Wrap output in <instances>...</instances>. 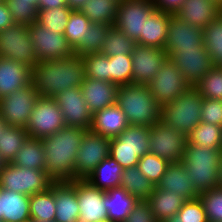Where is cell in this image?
I'll use <instances>...</instances> for the list:
<instances>
[{
  "mask_svg": "<svg viewBox=\"0 0 222 222\" xmlns=\"http://www.w3.org/2000/svg\"><path fill=\"white\" fill-rule=\"evenodd\" d=\"M85 64L82 56L38 62L32 68L31 82L41 97H54L58 93L81 87L85 79Z\"/></svg>",
  "mask_w": 222,
  "mask_h": 222,
  "instance_id": "1",
  "label": "cell"
},
{
  "mask_svg": "<svg viewBox=\"0 0 222 222\" xmlns=\"http://www.w3.org/2000/svg\"><path fill=\"white\" fill-rule=\"evenodd\" d=\"M86 129L65 126L42 138L45 151V172L54 182L73 181L76 152Z\"/></svg>",
  "mask_w": 222,
  "mask_h": 222,
  "instance_id": "2",
  "label": "cell"
},
{
  "mask_svg": "<svg viewBox=\"0 0 222 222\" xmlns=\"http://www.w3.org/2000/svg\"><path fill=\"white\" fill-rule=\"evenodd\" d=\"M116 105L125 114L129 125L151 127L161 121V106L147 85H120L117 89Z\"/></svg>",
  "mask_w": 222,
  "mask_h": 222,
  "instance_id": "3",
  "label": "cell"
},
{
  "mask_svg": "<svg viewBox=\"0 0 222 222\" xmlns=\"http://www.w3.org/2000/svg\"><path fill=\"white\" fill-rule=\"evenodd\" d=\"M222 149L186 144L182 163L198 194L219 187Z\"/></svg>",
  "mask_w": 222,
  "mask_h": 222,
  "instance_id": "4",
  "label": "cell"
},
{
  "mask_svg": "<svg viewBox=\"0 0 222 222\" xmlns=\"http://www.w3.org/2000/svg\"><path fill=\"white\" fill-rule=\"evenodd\" d=\"M203 98L190 87L172 103L161 107V122L187 136L200 122Z\"/></svg>",
  "mask_w": 222,
  "mask_h": 222,
  "instance_id": "5",
  "label": "cell"
},
{
  "mask_svg": "<svg viewBox=\"0 0 222 222\" xmlns=\"http://www.w3.org/2000/svg\"><path fill=\"white\" fill-rule=\"evenodd\" d=\"M150 127L129 125L117 137L111 138L109 156L124 169L135 167L139 159L149 152Z\"/></svg>",
  "mask_w": 222,
  "mask_h": 222,
  "instance_id": "6",
  "label": "cell"
},
{
  "mask_svg": "<svg viewBox=\"0 0 222 222\" xmlns=\"http://www.w3.org/2000/svg\"><path fill=\"white\" fill-rule=\"evenodd\" d=\"M54 181L45 170L17 167L6 163L0 172V188L27 196L44 192Z\"/></svg>",
  "mask_w": 222,
  "mask_h": 222,
  "instance_id": "7",
  "label": "cell"
},
{
  "mask_svg": "<svg viewBox=\"0 0 222 222\" xmlns=\"http://www.w3.org/2000/svg\"><path fill=\"white\" fill-rule=\"evenodd\" d=\"M0 58L15 60L31 69L39 62L27 25L14 23L0 31Z\"/></svg>",
  "mask_w": 222,
  "mask_h": 222,
  "instance_id": "8",
  "label": "cell"
},
{
  "mask_svg": "<svg viewBox=\"0 0 222 222\" xmlns=\"http://www.w3.org/2000/svg\"><path fill=\"white\" fill-rule=\"evenodd\" d=\"M147 86L161 107L172 103L191 87L175 63L168 57Z\"/></svg>",
  "mask_w": 222,
  "mask_h": 222,
  "instance_id": "9",
  "label": "cell"
},
{
  "mask_svg": "<svg viewBox=\"0 0 222 222\" xmlns=\"http://www.w3.org/2000/svg\"><path fill=\"white\" fill-rule=\"evenodd\" d=\"M39 97L31 82L0 99V116L8 126L25 128Z\"/></svg>",
  "mask_w": 222,
  "mask_h": 222,
  "instance_id": "10",
  "label": "cell"
},
{
  "mask_svg": "<svg viewBox=\"0 0 222 222\" xmlns=\"http://www.w3.org/2000/svg\"><path fill=\"white\" fill-rule=\"evenodd\" d=\"M111 138L87 130L76 152L74 180H86L95 167L109 156Z\"/></svg>",
  "mask_w": 222,
  "mask_h": 222,
  "instance_id": "11",
  "label": "cell"
},
{
  "mask_svg": "<svg viewBox=\"0 0 222 222\" xmlns=\"http://www.w3.org/2000/svg\"><path fill=\"white\" fill-rule=\"evenodd\" d=\"M63 115L52 97H39L25 127L29 137L42 139L65 127Z\"/></svg>",
  "mask_w": 222,
  "mask_h": 222,
  "instance_id": "12",
  "label": "cell"
},
{
  "mask_svg": "<svg viewBox=\"0 0 222 222\" xmlns=\"http://www.w3.org/2000/svg\"><path fill=\"white\" fill-rule=\"evenodd\" d=\"M149 153L155 154L169 163L182 161L186 136L161 121L150 127Z\"/></svg>",
  "mask_w": 222,
  "mask_h": 222,
  "instance_id": "13",
  "label": "cell"
},
{
  "mask_svg": "<svg viewBox=\"0 0 222 222\" xmlns=\"http://www.w3.org/2000/svg\"><path fill=\"white\" fill-rule=\"evenodd\" d=\"M39 62L71 57L74 50L64 34L48 30L44 25L33 22L28 26Z\"/></svg>",
  "mask_w": 222,
  "mask_h": 222,
  "instance_id": "14",
  "label": "cell"
},
{
  "mask_svg": "<svg viewBox=\"0 0 222 222\" xmlns=\"http://www.w3.org/2000/svg\"><path fill=\"white\" fill-rule=\"evenodd\" d=\"M155 10L152 0H122L114 26L136 42L143 32L146 19Z\"/></svg>",
  "mask_w": 222,
  "mask_h": 222,
  "instance_id": "15",
  "label": "cell"
},
{
  "mask_svg": "<svg viewBox=\"0 0 222 222\" xmlns=\"http://www.w3.org/2000/svg\"><path fill=\"white\" fill-rule=\"evenodd\" d=\"M53 98L62 112L66 126L90 130L93 114L87 107L81 87L66 89Z\"/></svg>",
  "mask_w": 222,
  "mask_h": 222,
  "instance_id": "16",
  "label": "cell"
},
{
  "mask_svg": "<svg viewBox=\"0 0 222 222\" xmlns=\"http://www.w3.org/2000/svg\"><path fill=\"white\" fill-rule=\"evenodd\" d=\"M203 38V29L189 25L172 14L164 51L171 58L180 49H206Z\"/></svg>",
  "mask_w": 222,
  "mask_h": 222,
  "instance_id": "17",
  "label": "cell"
},
{
  "mask_svg": "<svg viewBox=\"0 0 222 222\" xmlns=\"http://www.w3.org/2000/svg\"><path fill=\"white\" fill-rule=\"evenodd\" d=\"M166 58L164 49L136 43L131 53L132 84L148 85Z\"/></svg>",
  "mask_w": 222,
  "mask_h": 222,
  "instance_id": "18",
  "label": "cell"
},
{
  "mask_svg": "<svg viewBox=\"0 0 222 222\" xmlns=\"http://www.w3.org/2000/svg\"><path fill=\"white\" fill-rule=\"evenodd\" d=\"M170 59L191 87L215 66L206 49H180Z\"/></svg>",
  "mask_w": 222,
  "mask_h": 222,
  "instance_id": "19",
  "label": "cell"
},
{
  "mask_svg": "<svg viewBox=\"0 0 222 222\" xmlns=\"http://www.w3.org/2000/svg\"><path fill=\"white\" fill-rule=\"evenodd\" d=\"M104 196L105 191L94 187L87 180H77V200L80 208L78 222H98L108 218Z\"/></svg>",
  "mask_w": 222,
  "mask_h": 222,
  "instance_id": "20",
  "label": "cell"
},
{
  "mask_svg": "<svg viewBox=\"0 0 222 222\" xmlns=\"http://www.w3.org/2000/svg\"><path fill=\"white\" fill-rule=\"evenodd\" d=\"M55 191V222H78L77 180L53 182Z\"/></svg>",
  "mask_w": 222,
  "mask_h": 222,
  "instance_id": "21",
  "label": "cell"
},
{
  "mask_svg": "<svg viewBox=\"0 0 222 222\" xmlns=\"http://www.w3.org/2000/svg\"><path fill=\"white\" fill-rule=\"evenodd\" d=\"M118 85L113 82L86 78L81 92L89 111L94 114L106 107L116 104Z\"/></svg>",
  "mask_w": 222,
  "mask_h": 222,
  "instance_id": "22",
  "label": "cell"
},
{
  "mask_svg": "<svg viewBox=\"0 0 222 222\" xmlns=\"http://www.w3.org/2000/svg\"><path fill=\"white\" fill-rule=\"evenodd\" d=\"M221 12L222 8L213 0H185L175 15L189 25L204 29Z\"/></svg>",
  "mask_w": 222,
  "mask_h": 222,
  "instance_id": "23",
  "label": "cell"
},
{
  "mask_svg": "<svg viewBox=\"0 0 222 222\" xmlns=\"http://www.w3.org/2000/svg\"><path fill=\"white\" fill-rule=\"evenodd\" d=\"M32 69L12 59L0 58V99L31 83Z\"/></svg>",
  "mask_w": 222,
  "mask_h": 222,
  "instance_id": "24",
  "label": "cell"
},
{
  "mask_svg": "<svg viewBox=\"0 0 222 222\" xmlns=\"http://www.w3.org/2000/svg\"><path fill=\"white\" fill-rule=\"evenodd\" d=\"M161 190H169L181 196L185 201L199 197L193 183L188 178L185 165L180 161L170 163L160 182L156 185Z\"/></svg>",
  "mask_w": 222,
  "mask_h": 222,
  "instance_id": "25",
  "label": "cell"
},
{
  "mask_svg": "<svg viewBox=\"0 0 222 222\" xmlns=\"http://www.w3.org/2000/svg\"><path fill=\"white\" fill-rule=\"evenodd\" d=\"M128 126L125 114L114 104L93 114L90 130L104 137L115 138Z\"/></svg>",
  "mask_w": 222,
  "mask_h": 222,
  "instance_id": "26",
  "label": "cell"
},
{
  "mask_svg": "<svg viewBox=\"0 0 222 222\" xmlns=\"http://www.w3.org/2000/svg\"><path fill=\"white\" fill-rule=\"evenodd\" d=\"M172 14L155 10L145 21L137 44L164 49Z\"/></svg>",
  "mask_w": 222,
  "mask_h": 222,
  "instance_id": "27",
  "label": "cell"
},
{
  "mask_svg": "<svg viewBox=\"0 0 222 222\" xmlns=\"http://www.w3.org/2000/svg\"><path fill=\"white\" fill-rule=\"evenodd\" d=\"M30 196L0 188V213L3 222H20L30 218Z\"/></svg>",
  "mask_w": 222,
  "mask_h": 222,
  "instance_id": "28",
  "label": "cell"
},
{
  "mask_svg": "<svg viewBox=\"0 0 222 222\" xmlns=\"http://www.w3.org/2000/svg\"><path fill=\"white\" fill-rule=\"evenodd\" d=\"M146 201L158 222H166L176 215L185 202L181 196L169 190H161L157 186Z\"/></svg>",
  "mask_w": 222,
  "mask_h": 222,
  "instance_id": "29",
  "label": "cell"
},
{
  "mask_svg": "<svg viewBox=\"0 0 222 222\" xmlns=\"http://www.w3.org/2000/svg\"><path fill=\"white\" fill-rule=\"evenodd\" d=\"M124 168L111 156L103 159L86 179L94 187L108 191L120 187Z\"/></svg>",
  "mask_w": 222,
  "mask_h": 222,
  "instance_id": "30",
  "label": "cell"
},
{
  "mask_svg": "<svg viewBox=\"0 0 222 222\" xmlns=\"http://www.w3.org/2000/svg\"><path fill=\"white\" fill-rule=\"evenodd\" d=\"M137 202L138 200L122 187L105 191L104 206L108 211V218L113 221L123 222Z\"/></svg>",
  "mask_w": 222,
  "mask_h": 222,
  "instance_id": "31",
  "label": "cell"
},
{
  "mask_svg": "<svg viewBox=\"0 0 222 222\" xmlns=\"http://www.w3.org/2000/svg\"><path fill=\"white\" fill-rule=\"evenodd\" d=\"M10 163L17 167L45 170L46 159L42 140L28 137Z\"/></svg>",
  "mask_w": 222,
  "mask_h": 222,
  "instance_id": "32",
  "label": "cell"
},
{
  "mask_svg": "<svg viewBox=\"0 0 222 222\" xmlns=\"http://www.w3.org/2000/svg\"><path fill=\"white\" fill-rule=\"evenodd\" d=\"M120 187L137 200L146 201L152 194L155 185L135 166L123 170Z\"/></svg>",
  "mask_w": 222,
  "mask_h": 222,
  "instance_id": "33",
  "label": "cell"
},
{
  "mask_svg": "<svg viewBox=\"0 0 222 222\" xmlns=\"http://www.w3.org/2000/svg\"><path fill=\"white\" fill-rule=\"evenodd\" d=\"M119 0H88L81 12L92 22L114 26Z\"/></svg>",
  "mask_w": 222,
  "mask_h": 222,
  "instance_id": "34",
  "label": "cell"
},
{
  "mask_svg": "<svg viewBox=\"0 0 222 222\" xmlns=\"http://www.w3.org/2000/svg\"><path fill=\"white\" fill-rule=\"evenodd\" d=\"M186 144L222 149V127L200 122L187 136Z\"/></svg>",
  "mask_w": 222,
  "mask_h": 222,
  "instance_id": "35",
  "label": "cell"
},
{
  "mask_svg": "<svg viewBox=\"0 0 222 222\" xmlns=\"http://www.w3.org/2000/svg\"><path fill=\"white\" fill-rule=\"evenodd\" d=\"M55 191L50 187L30 196V216L36 221H55Z\"/></svg>",
  "mask_w": 222,
  "mask_h": 222,
  "instance_id": "36",
  "label": "cell"
},
{
  "mask_svg": "<svg viewBox=\"0 0 222 222\" xmlns=\"http://www.w3.org/2000/svg\"><path fill=\"white\" fill-rule=\"evenodd\" d=\"M29 137L25 128L8 126L0 135V156L10 163Z\"/></svg>",
  "mask_w": 222,
  "mask_h": 222,
  "instance_id": "37",
  "label": "cell"
},
{
  "mask_svg": "<svg viewBox=\"0 0 222 222\" xmlns=\"http://www.w3.org/2000/svg\"><path fill=\"white\" fill-rule=\"evenodd\" d=\"M112 26L107 24L92 23L87 28L86 38L74 49L75 55L82 57L90 54L101 53L104 39Z\"/></svg>",
  "mask_w": 222,
  "mask_h": 222,
  "instance_id": "38",
  "label": "cell"
},
{
  "mask_svg": "<svg viewBox=\"0 0 222 222\" xmlns=\"http://www.w3.org/2000/svg\"><path fill=\"white\" fill-rule=\"evenodd\" d=\"M136 42L117 27L112 26L104 39L101 53L108 57L122 54L131 55Z\"/></svg>",
  "mask_w": 222,
  "mask_h": 222,
  "instance_id": "39",
  "label": "cell"
},
{
  "mask_svg": "<svg viewBox=\"0 0 222 222\" xmlns=\"http://www.w3.org/2000/svg\"><path fill=\"white\" fill-rule=\"evenodd\" d=\"M204 46L215 65L222 61V12L203 29Z\"/></svg>",
  "mask_w": 222,
  "mask_h": 222,
  "instance_id": "40",
  "label": "cell"
},
{
  "mask_svg": "<svg viewBox=\"0 0 222 222\" xmlns=\"http://www.w3.org/2000/svg\"><path fill=\"white\" fill-rule=\"evenodd\" d=\"M91 24L92 22L80 10L71 11L64 36L73 50L86 38L87 28Z\"/></svg>",
  "mask_w": 222,
  "mask_h": 222,
  "instance_id": "41",
  "label": "cell"
},
{
  "mask_svg": "<svg viewBox=\"0 0 222 222\" xmlns=\"http://www.w3.org/2000/svg\"><path fill=\"white\" fill-rule=\"evenodd\" d=\"M131 55L109 57V82L120 85L132 84Z\"/></svg>",
  "mask_w": 222,
  "mask_h": 222,
  "instance_id": "42",
  "label": "cell"
},
{
  "mask_svg": "<svg viewBox=\"0 0 222 222\" xmlns=\"http://www.w3.org/2000/svg\"><path fill=\"white\" fill-rule=\"evenodd\" d=\"M71 11L69 7L38 10L36 21L44 25L48 30L51 29L57 33L64 34Z\"/></svg>",
  "mask_w": 222,
  "mask_h": 222,
  "instance_id": "43",
  "label": "cell"
},
{
  "mask_svg": "<svg viewBox=\"0 0 222 222\" xmlns=\"http://www.w3.org/2000/svg\"><path fill=\"white\" fill-rule=\"evenodd\" d=\"M202 98L222 100V71L215 65L194 86Z\"/></svg>",
  "mask_w": 222,
  "mask_h": 222,
  "instance_id": "44",
  "label": "cell"
},
{
  "mask_svg": "<svg viewBox=\"0 0 222 222\" xmlns=\"http://www.w3.org/2000/svg\"><path fill=\"white\" fill-rule=\"evenodd\" d=\"M169 164L163 158L148 152L139 159L137 167L156 186L165 174Z\"/></svg>",
  "mask_w": 222,
  "mask_h": 222,
  "instance_id": "45",
  "label": "cell"
},
{
  "mask_svg": "<svg viewBox=\"0 0 222 222\" xmlns=\"http://www.w3.org/2000/svg\"><path fill=\"white\" fill-rule=\"evenodd\" d=\"M166 222H208L207 215L200 198L186 200L178 213Z\"/></svg>",
  "mask_w": 222,
  "mask_h": 222,
  "instance_id": "46",
  "label": "cell"
},
{
  "mask_svg": "<svg viewBox=\"0 0 222 222\" xmlns=\"http://www.w3.org/2000/svg\"><path fill=\"white\" fill-rule=\"evenodd\" d=\"M86 78L109 82V57L102 53L82 57Z\"/></svg>",
  "mask_w": 222,
  "mask_h": 222,
  "instance_id": "47",
  "label": "cell"
},
{
  "mask_svg": "<svg viewBox=\"0 0 222 222\" xmlns=\"http://www.w3.org/2000/svg\"><path fill=\"white\" fill-rule=\"evenodd\" d=\"M199 198L203 203L208 222H222V187L212 188Z\"/></svg>",
  "mask_w": 222,
  "mask_h": 222,
  "instance_id": "48",
  "label": "cell"
},
{
  "mask_svg": "<svg viewBox=\"0 0 222 222\" xmlns=\"http://www.w3.org/2000/svg\"><path fill=\"white\" fill-rule=\"evenodd\" d=\"M4 1L15 23L29 26L33 22H36L38 10L32 3L11 0Z\"/></svg>",
  "mask_w": 222,
  "mask_h": 222,
  "instance_id": "49",
  "label": "cell"
},
{
  "mask_svg": "<svg viewBox=\"0 0 222 222\" xmlns=\"http://www.w3.org/2000/svg\"><path fill=\"white\" fill-rule=\"evenodd\" d=\"M201 122L222 127V100L203 98Z\"/></svg>",
  "mask_w": 222,
  "mask_h": 222,
  "instance_id": "50",
  "label": "cell"
},
{
  "mask_svg": "<svg viewBox=\"0 0 222 222\" xmlns=\"http://www.w3.org/2000/svg\"><path fill=\"white\" fill-rule=\"evenodd\" d=\"M123 222H158L147 201H140L134 205Z\"/></svg>",
  "mask_w": 222,
  "mask_h": 222,
  "instance_id": "51",
  "label": "cell"
},
{
  "mask_svg": "<svg viewBox=\"0 0 222 222\" xmlns=\"http://www.w3.org/2000/svg\"><path fill=\"white\" fill-rule=\"evenodd\" d=\"M159 11L175 14L185 0H152Z\"/></svg>",
  "mask_w": 222,
  "mask_h": 222,
  "instance_id": "52",
  "label": "cell"
},
{
  "mask_svg": "<svg viewBox=\"0 0 222 222\" xmlns=\"http://www.w3.org/2000/svg\"><path fill=\"white\" fill-rule=\"evenodd\" d=\"M15 22L11 17V12L9 11L7 4L4 0L0 1V31L11 26Z\"/></svg>",
  "mask_w": 222,
  "mask_h": 222,
  "instance_id": "53",
  "label": "cell"
},
{
  "mask_svg": "<svg viewBox=\"0 0 222 222\" xmlns=\"http://www.w3.org/2000/svg\"><path fill=\"white\" fill-rule=\"evenodd\" d=\"M57 7H68L66 0H39L38 10H48Z\"/></svg>",
  "mask_w": 222,
  "mask_h": 222,
  "instance_id": "54",
  "label": "cell"
},
{
  "mask_svg": "<svg viewBox=\"0 0 222 222\" xmlns=\"http://www.w3.org/2000/svg\"><path fill=\"white\" fill-rule=\"evenodd\" d=\"M88 0H66L67 6L71 10H81Z\"/></svg>",
  "mask_w": 222,
  "mask_h": 222,
  "instance_id": "55",
  "label": "cell"
},
{
  "mask_svg": "<svg viewBox=\"0 0 222 222\" xmlns=\"http://www.w3.org/2000/svg\"><path fill=\"white\" fill-rule=\"evenodd\" d=\"M7 127V122L0 116V135L3 133Z\"/></svg>",
  "mask_w": 222,
  "mask_h": 222,
  "instance_id": "56",
  "label": "cell"
},
{
  "mask_svg": "<svg viewBox=\"0 0 222 222\" xmlns=\"http://www.w3.org/2000/svg\"><path fill=\"white\" fill-rule=\"evenodd\" d=\"M11 1H23V2L32 3V5L36 6L37 10H38V2H39V0H11Z\"/></svg>",
  "mask_w": 222,
  "mask_h": 222,
  "instance_id": "57",
  "label": "cell"
},
{
  "mask_svg": "<svg viewBox=\"0 0 222 222\" xmlns=\"http://www.w3.org/2000/svg\"><path fill=\"white\" fill-rule=\"evenodd\" d=\"M219 187H222V160L219 169Z\"/></svg>",
  "mask_w": 222,
  "mask_h": 222,
  "instance_id": "58",
  "label": "cell"
},
{
  "mask_svg": "<svg viewBox=\"0 0 222 222\" xmlns=\"http://www.w3.org/2000/svg\"><path fill=\"white\" fill-rule=\"evenodd\" d=\"M6 162L5 160L0 156V172L3 169V167L5 166Z\"/></svg>",
  "mask_w": 222,
  "mask_h": 222,
  "instance_id": "59",
  "label": "cell"
},
{
  "mask_svg": "<svg viewBox=\"0 0 222 222\" xmlns=\"http://www.w3.org/2000/svg\"><path fill=\"white\" fill-rule=\"evenodd\" d=\"M20 222H35V220L30 217V218H27V219L22 220V221H20Z\"/></svg>",
  "mask_w": 222,
  "mask_h": 222,
  "instance_id": "60",
  "label": "cell"
},
{
  "mask_svg": "<svg viewBox=\"0 0 222 222\" xmlns=\"http://www.w3.org/2000/svg\"><path fill=\"white\" fill-rule=\"evenodd\" d=\"M219 7L222 8V0H213Z\"/></svg>",
  "mask_w": 222,
  "mask_h": 222,
  "instance_id": "61",
  "label": "cell"
},
{
  "mask_svg": "<svg viewBox=\"0 0 222 222\" xmlns=\"http://www.w3.org/2000/svg\"><path fill=\"white\" fill-rule=\"evenodd\" d=\"M98 222H116V221H113V220H111L109 218H106V219L98 221Z\"/></svg>",
  "mask_w": 222,
  "mask_h": 222,
  "instance_id": "62",
  "label": "cell"
},
{
  "mask_svg": "<svg viewBox=\"0 0 222 222\" xmlns=\"http://www.w3.org/2000/svg\"><path fill=\"white\" fill-rule=\"evenodd\" d=\"M217 67L222 71V61L219 64H217Z\"/></svg>",
  "mask_w": 222,
  "mask_h": 222,
  "instance_id": "63",
  "label": "cell"
},
{
  "mask_svg": "<svg viewBox=\"0 0 222 222\" xmlns=\"http://www.w3.org/2000/svg\"><path fill=\"white\" fill-rule=\"evenodd\" d=\"M35 222H55V221H36Z\"/></svg>",
  "mask_w": 222,
  "mask_h": 222,
  "instance_id": "64",
  "label": "cell"
}]
</instances>
